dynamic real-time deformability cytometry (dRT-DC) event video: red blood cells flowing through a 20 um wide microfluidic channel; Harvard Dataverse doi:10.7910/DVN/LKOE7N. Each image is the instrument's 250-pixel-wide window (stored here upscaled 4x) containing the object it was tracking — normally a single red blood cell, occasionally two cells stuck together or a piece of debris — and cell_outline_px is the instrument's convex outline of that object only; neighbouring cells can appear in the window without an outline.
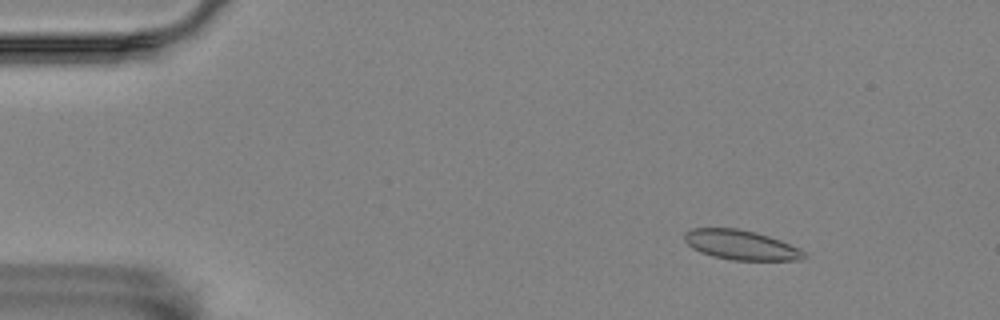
{"species": "Egyptian fruit bat (a non-hibernating species)", "species_latin": "Rousettus aegyptiacus", "temperature_condition": "room temperature", "stored_images_in_passage": 7, "camera_frame_rate_fps": 3000, "um_per_image_px": 0.085, "animal": {"sex": "female"}, "frame": {"image": 1, "passage_image": 1, "time_ms": 0.0, "image_size_px": [1000, 320], "cell_outline_px": [[808, 256], [800, 260], [732, 260], [712, 256], [700, 252], [692, 248], [684, 240], [684, 232], [692, 228], [736, 228], [756, 232], [780, 240], [800, 248]], "centroid_in_image_um": [62.97, 20.82], "position_along_channel_um": 22.0, "area_um2": 20.75}}
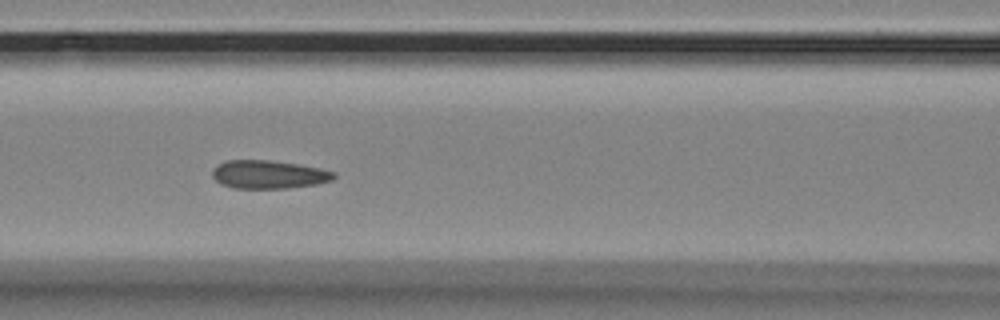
{"frame": {"image": 2, "passage_image": 6, "time_ms": 1.667, "image_size_px": [1000, 320], "cell_outline_px": [[336, 176], [332, 180], [316, 184], [288, 188], [232, 188], [220, 184], [212, 176], [212, 168], [216, 164], [224, 160], [268, 160], [296, 164], [320, 168], [336, 172]], "centroid_in_image_um": [22.79, 14.82], "position_along_channel_um": 143.8, "area_um2": 20.17}}
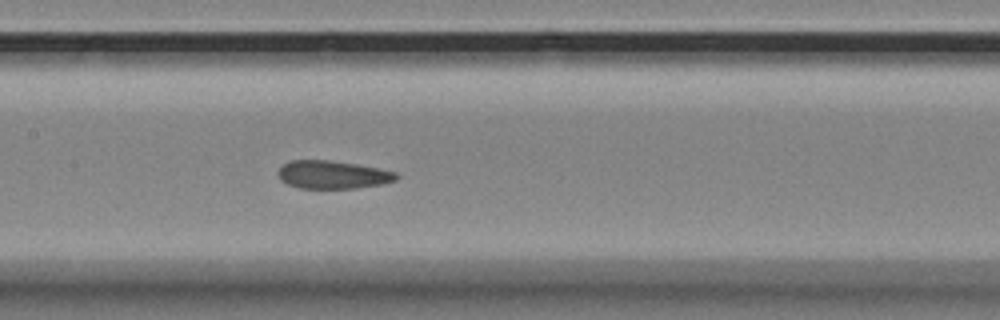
{"frame": {"image": 3, "passage_image": 7, "time_ms": 2.0, "image_size_px": [1000, 320], "cell_outline_px": [[400, 176], [396, 180], [384, 184], [356, 188], [300, 188], [288, 184], [280, 180], [276, 172], [288, 160], [328, 160], [356, 164], [396, 172]], "centroid_in_image_um": [28.27, 14.85], "position_along_channel_um": 179.1, "area_um2": 19.36}}